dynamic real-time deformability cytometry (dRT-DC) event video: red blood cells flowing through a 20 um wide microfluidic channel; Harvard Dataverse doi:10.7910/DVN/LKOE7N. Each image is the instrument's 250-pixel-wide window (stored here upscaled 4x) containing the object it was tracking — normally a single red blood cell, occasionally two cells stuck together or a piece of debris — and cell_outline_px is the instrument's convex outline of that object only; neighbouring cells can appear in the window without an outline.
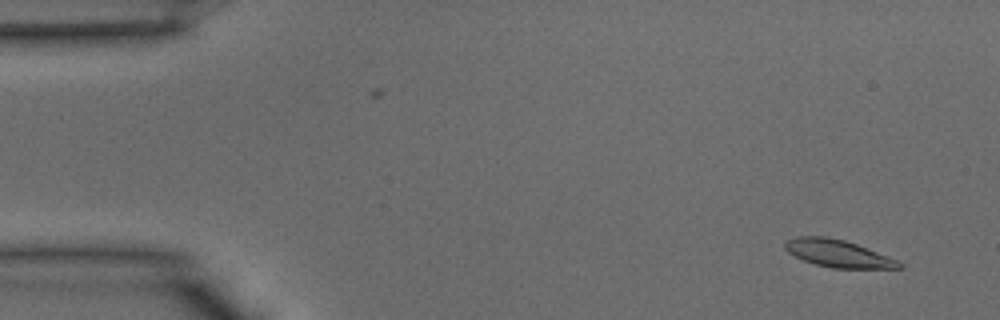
{"species": "common noctule bat (a hibernating species)", "species_latin": "Nyctalus noctula", "temperature_condition": "warm", "stored_images_in_passage": 40, "camera_frame_rate_fps": 3000, "um_per_image_px": 0.085, "animal": {"sex": "male", "body_mass_g": 15.6}, "frame": {"image": 1, "passage_image": 3, "time_ms": 0.667, "image_size_px": [1000, 320], "cell_outline_px": [[904, 268], [832, 268], [816, 264], [804, 260], [788, 252], [784, 248], [784, 244], [788, 240], [796, 236], [824, 236], [844, 240], [856, 244], [900, 260], [904, 264]], "centroid_in_image_um": [71.28, 21.55], "position_along_channel_um": 13.7, "area_um2": 18.15}}
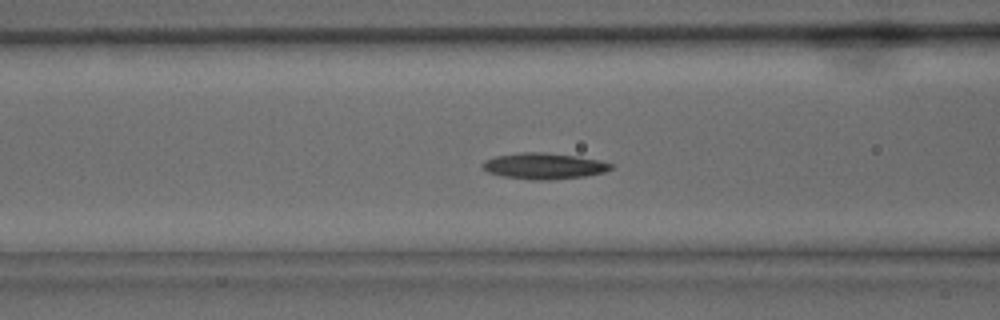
{"frame": {"image": 2, "passage_image": 16, "time_ms": 5.0, "image_size_px": [1000, 320], "cell_outline_px": [[612, 168], [604, 172], [584, 176], [548, 180], [532, 180], [504, 176], [488, 172], [480, 164], [484, 160], [496, 156], [520, 152], [544, 152], [576, 156], [600, 160], [612, 164]], "centroid_in_image_um": [46.22, 14.1], "position_along_channel_um": 120.4, "area_um2": 19.42}}
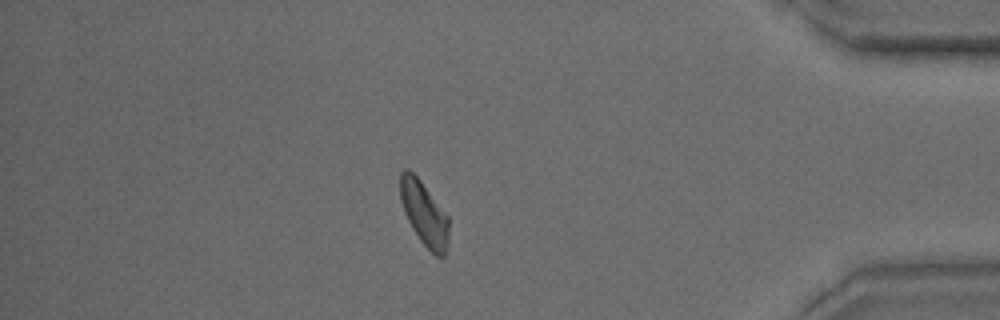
{"frame": {"image": 3, "passage_image": 35, "time_ms": 11.333, "image_size_px": [1000, 320], "cell_outline_px": [[448, 244], [444, 256], [436, 256], [420, 240], [412, 228], [404, 212], [400, 200], [400, 172], [404, 168], [408, 168], [420, 180], [448, 216]], "centroid_in_image_um": [36.04, 18.13], "position_along_channel_um": 399.2, "area_um2": 17.98}}